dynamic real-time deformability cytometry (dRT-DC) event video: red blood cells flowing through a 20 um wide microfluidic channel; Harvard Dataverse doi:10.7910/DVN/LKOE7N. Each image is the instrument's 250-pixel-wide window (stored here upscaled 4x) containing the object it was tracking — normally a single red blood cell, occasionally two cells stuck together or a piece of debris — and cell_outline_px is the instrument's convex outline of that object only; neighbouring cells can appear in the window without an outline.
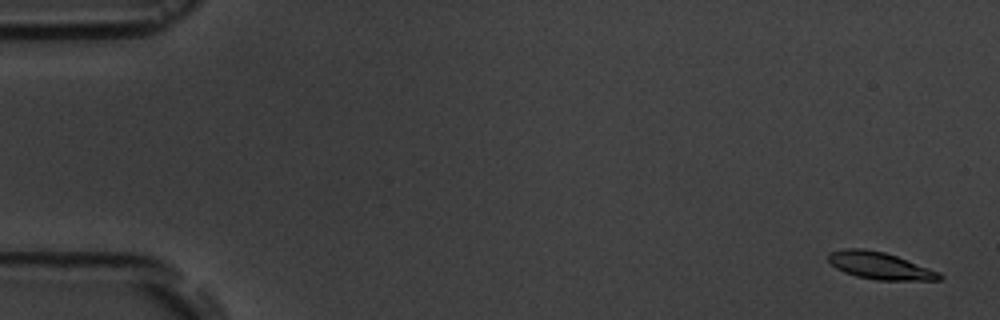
{"species": "common noctule bat (a hibernating species)", "species_latin": "Nyctalus noctula", "temperature_condition": "room temperature", "stored_images_in_passage": 14, "camera_frame_rate_fps": 3000, "um_per_image_px": 0.085, "animal": {"sex": "male", "body_mass_g": 19.5, "forearm_length_mm": 54.6}, "frame": {"image": 1, "passage_image": 2, "time_ms": 0.333, "image_size_px": [1000, 320], "cell_outline_px": [[944, 276], [940, 280], [876, 280], [856, 276], [844, 272], [836, 268], [828, 260], [828, 252], [844, 248], [864, 248], [884, 252], [896, 256], [940, 272]], "centroid_in_image_um": [74.77, 22.58], "position_along_channel_um": 10.2, "area_um2": 17.57}}